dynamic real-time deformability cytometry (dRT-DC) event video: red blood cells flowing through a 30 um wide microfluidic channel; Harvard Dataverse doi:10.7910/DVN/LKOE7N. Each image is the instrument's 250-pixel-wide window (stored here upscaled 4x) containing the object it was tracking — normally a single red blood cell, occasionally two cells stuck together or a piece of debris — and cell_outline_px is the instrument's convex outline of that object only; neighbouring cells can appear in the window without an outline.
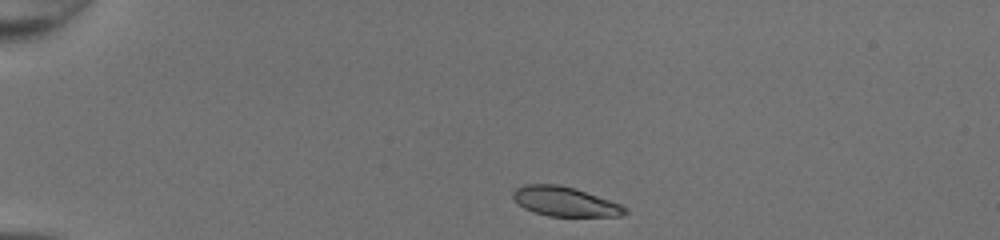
{"species": "common noctule bat (a hibernating species)", "species_latin": "Nyctalus noctula", "temperature_condition": "room temperature", "stored_images_in_passage": 35, "camera_frame_rate_fps": 3000, "um_per_image_px": 0.085, "animal": {"sex": "female", "body_mass_g": 20.0, "forearm_length_mm": 54.0}, "frame": {"image": 1, "passage_image": 1, "time_ms": 0.0, "image_size_px": [1000, 240], "cell_outline_px": [[628, 212], [620, 216], [548, 216], [532, 212], [516, 204], [512, 200], [512, 192], [516, 188], [524, 184], [560, 184], [576, 188], [620, 204], [628, 208]], "centroid_in_image_um": [47.97, 17.13], "position_along_channel_um": 37.0, "area_um2": 19.54}}
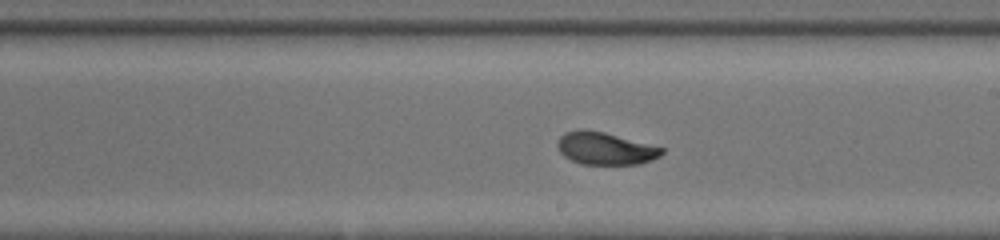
{"frame": {"image": 2, "passage_image": 20, "time_ms": 6.333, "image_size_px": [1000, 240], "cell_outline_px": [[664, 152], [660, 156], [652, 160], [640, 164], [580, 164], [564, 156], [560, 152], [556, 144], [560, 136], [564, 132], [580, 128], [584, 128], [604, 132], [664, 148]], "centroid_in_image_um": [51.42, 12.61], "position_along_channel_um": 237.6, "area_um2": 19.83}}
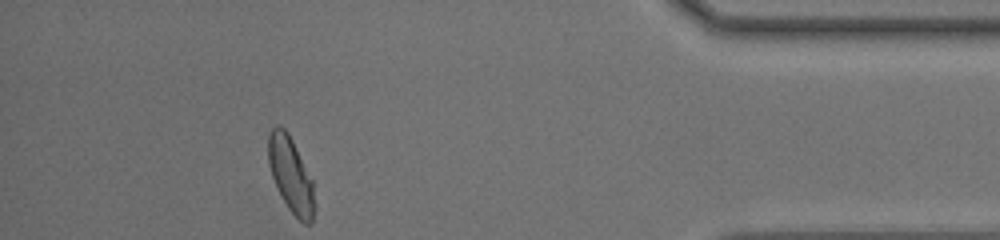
{"frame": {"image": 3, "passage_image": 35, "time_ms": 11.333, "image_size_px": [1000, 240], "cell_outline_px": [[316, 208], [312, 224], [304, 224], [288, 208], [272, 176], [268, 164], [268, 132], [276, 124], [280, 124], [288, 132], [312, 180], [316, 204]], "centroid_in_image_um": [24.73, 14.86], "position_along_channel_um": 410.5, "area_um2": 20.29}, "authors_computed_cell_mechanics": {"area_um2": 19.8254, "velocity_mm_per_s": 4.2547, "shape_relaxation_time_tau1_ms": 3.4972, "shape_relaxation_time_tau2_ms": 1.0466, "deformation_change_tau1": 0.1511, "deformation_change_tau2": 0.0448}}